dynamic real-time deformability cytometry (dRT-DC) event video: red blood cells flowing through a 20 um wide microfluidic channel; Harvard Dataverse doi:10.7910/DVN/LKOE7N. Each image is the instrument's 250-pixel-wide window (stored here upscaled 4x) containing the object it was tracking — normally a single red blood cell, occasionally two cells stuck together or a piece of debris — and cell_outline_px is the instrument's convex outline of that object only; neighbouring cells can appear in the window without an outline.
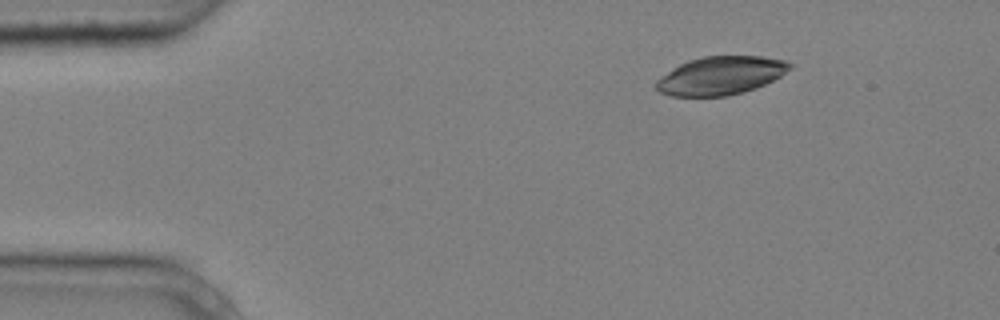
{"species": "common noctule bat (a hibernating species)", "species_latin": "Nyctalus noctula", "temperature_condition": "cold", "stored_images_in_passage": 3, "camera_frame_rate_fps": 3000, "um_per_image_px": 0.085, "animal": {"sex": "male", "body_mass_g": 20.4}, "frame": {"image": 1, "passage_image": 1, "time_ms": 0.0, "image_size_px": [1000, 320], "cell_outline_px": [[792, 68], [780, 76], [756, 88], [744, 92], [728, 96], [672, 96], [660, 92], [656, 88], [656, 80], [660, 76], [672, 68], [688, 60], [704, 56], [760, 56], [784, 60], [792, 64]], "centroid_in_image_um": [61.24, 6.42], "position_along_channel_um": 23.8, "area_um2": 29.82}}